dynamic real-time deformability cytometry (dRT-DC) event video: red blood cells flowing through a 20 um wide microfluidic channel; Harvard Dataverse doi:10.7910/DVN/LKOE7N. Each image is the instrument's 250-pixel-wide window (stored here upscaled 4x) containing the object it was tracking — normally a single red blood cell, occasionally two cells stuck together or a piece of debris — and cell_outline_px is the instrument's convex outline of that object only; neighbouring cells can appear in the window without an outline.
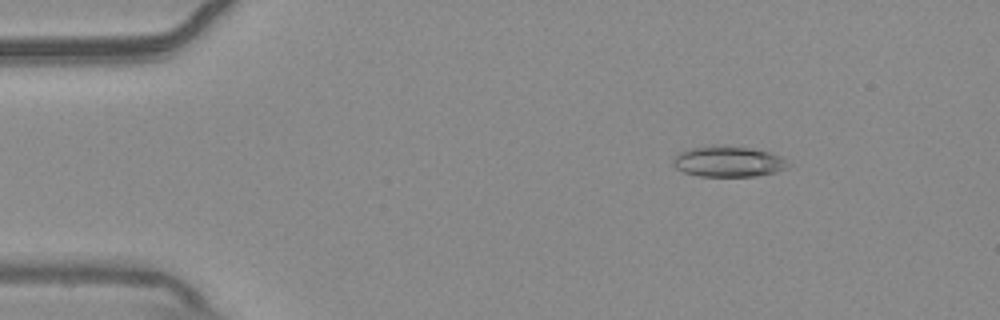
{"species": "common noctule bat (a hibernating species)", "species_latin": "Nyctalus noctula", "temperature_condition": "warm", "stored_images_in_passage": 55, "camera_frame_rate_fps": 3000, "um_per_image_px": 0.085, "animal": {"sex": "male", "body_mass_g": 20.4}, "frame": {"image": 1, "passage_image": 8, "time_ms": 2.333, "image_size_px": [1000, 320], "cell_outline_px": [[792, 164], [788, 168], [776, 172], [752, 176], [700, 176], [684, 172], [676, 168], [672, 164], [672, 160], [680, 152], [688, 148], [712, 144], [716, 144], [748, 148], [772, 152], [780, 156]], "centroid_in_image_um": [61.91, 13.71], "position_along_channel_um": 23.1, "area_um2": 20.87}}
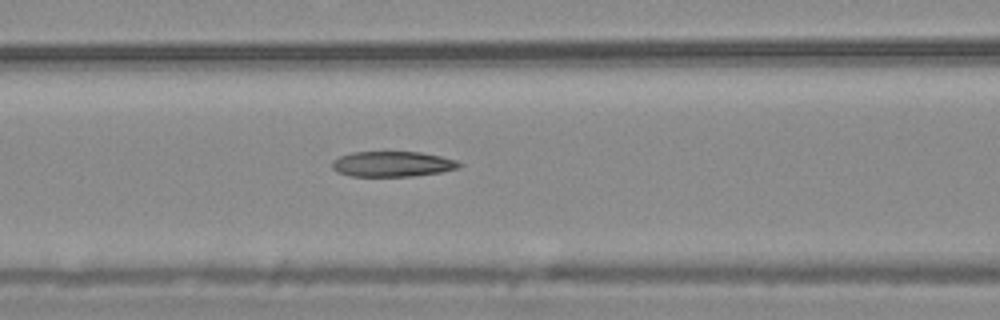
{"frame": {"image": 2, "passage_image": 23, "time_ms": 7.333, "image_size_px": [1000, 320], "cell_outline_px": [[464, 164], [456, 168], [444, 172], [416, 176], [352, 176], [336, 172], [332, 168], [332, 160], [340, 156], [352, 152], [420, 152], [440, 156], [456, 160]], "centroid_in_image_um": [33.36, 13.95], "position_along_channel_um": 133.2, "area_um2": 18.9}}
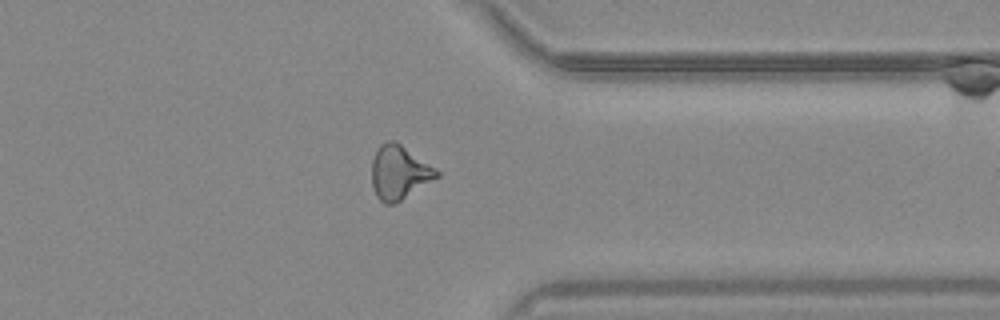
{"frame": {"image": 3, "passage_image": 43, "time_ms": 14.0, "image_size_px": [1000, 320], "cell_outline_px": [[440, 176], [400, 200], [392, 204], [384, 204], [376, 196], [372, 184], [372, 160], [376, 148], [380, 144], [388, 140], [392, 140], [400, 144], [436, 168], [440, 172]], "centroid_in_image_um": [33.91, 14.65], "position_along_channel_um": 377.5, "area_um2": 20.23}, "authors_computed_cell_mechanics": {"area_um2": 19.941, "velocity_mm_per_s": 3.7283, "shape_relaxation_time_tau1_ms": null, "shape_relaxation_time_tau2_ms": 7.0704, "deformation_change_tau1": null, "deformation_change_tau2": 0.1911}}